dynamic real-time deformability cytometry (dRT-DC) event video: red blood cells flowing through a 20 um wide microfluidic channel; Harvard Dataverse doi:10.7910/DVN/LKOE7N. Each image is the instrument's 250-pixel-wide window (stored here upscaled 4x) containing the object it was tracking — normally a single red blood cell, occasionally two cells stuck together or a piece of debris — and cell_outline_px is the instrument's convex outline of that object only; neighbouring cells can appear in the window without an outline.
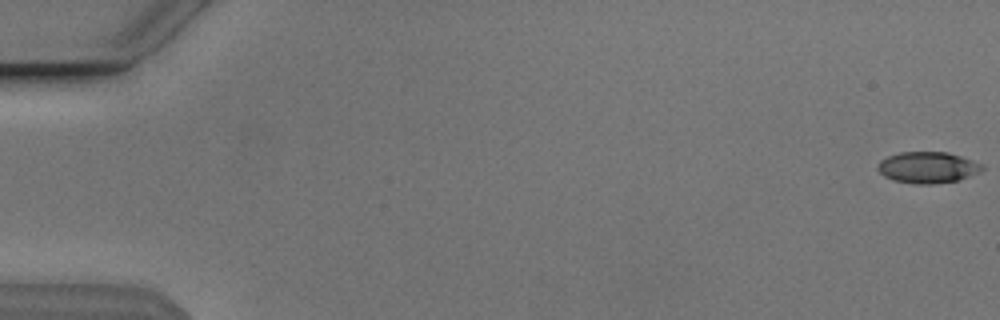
{"species": "Egyptian fruit bat (a non-hibernating species)", "species_latin": "Rousettus aegyptiacus", "temperature_condition": "cold", "stored_images_in_passage": 17, "camera_frame_rate_fps": 3000, "um_per_image_px": 0.085, "animal": {"sex": "male"}, "frame": {"image": 1, "passage_image": 1, "time_ms": 0.0, "image_size_px": [1000, 320], "cell_outline_px": [[984, 168], [980, 172], [960, 180], [936, 184], [916, 184], [892, 180], [884, 176], [876, 168], [876, 164], [880, 160], [888, 156], [900, 152], [948, 152], [984, 164]], "centroid_in_image_um": [78.85, 14.24], "position_along_channel_um": 6.1, "area_um2": 19.31}}
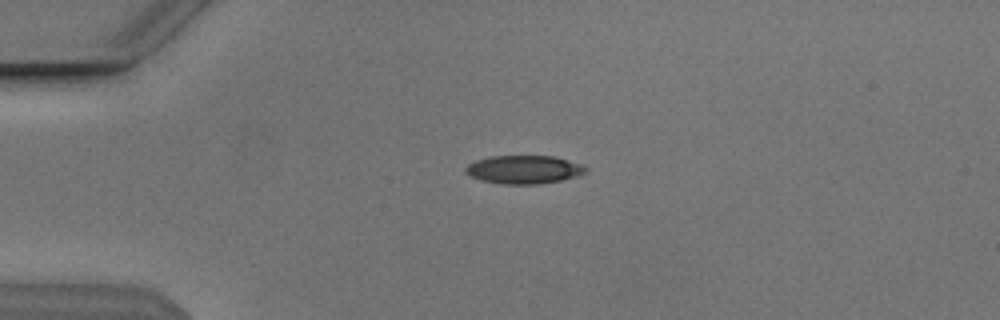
{"frame": {"image": 2, "passage_image": 14, "time_ms": 4.333, "image_size_px": [1000, 320], "cell_outline_px": [[588, 172], [580, 176], [540, 184], [500, 184], [480, 180], [468, 176], [464, 172], [464, 168], [468, 164], [476, 160], [488, 156], [556, 156], [580, 164], [588, 168]], "centroid_in_image_um": [44.52, 14.41], "position_along_channel_um": 40.5, "area_um2": 20.17}}